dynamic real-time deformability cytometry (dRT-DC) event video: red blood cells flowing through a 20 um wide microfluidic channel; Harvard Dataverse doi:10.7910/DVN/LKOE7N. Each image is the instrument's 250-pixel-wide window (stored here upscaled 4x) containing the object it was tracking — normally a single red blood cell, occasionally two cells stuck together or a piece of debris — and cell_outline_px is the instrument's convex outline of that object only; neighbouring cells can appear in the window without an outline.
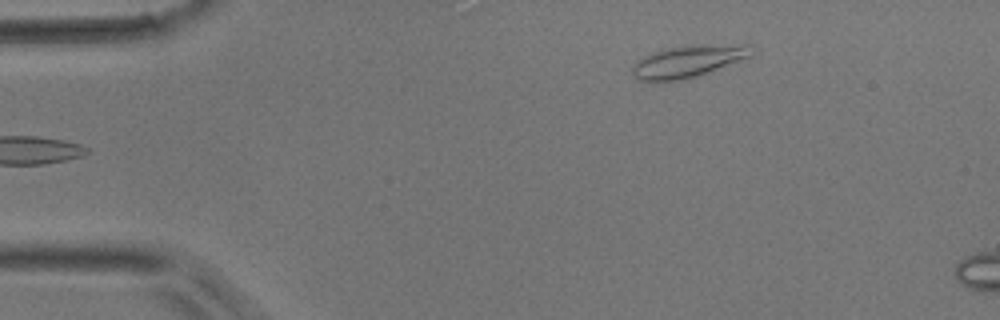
{"species": "common noctule bat (a hibernating species)", "species_latin": "Nyctalus noctula", "temperature_condition": "room temperature", "stored_images_in_passage": 5, "camera_frame_rate_fps": 3000, "um_per_image_px": 0.085, "animal": {"sex": "male", "body_mass_g": 17.9}, "frame": {"image": 1, "passage_image": 1, "time_ms": 0.0, "image_size_px": [1000, 320], "cell_outline_px": [[756, 48], [752, 56], [696, 76], [680, 80], [660, 84], [640, 80], [632, 76], [632, 64], [644, 56], [652, 52], [668, 48], [700, 44], [748, 44]], "centroid_in_image_um": [58.47, 5.22], "position_along_channel_um": 26.5, "area_um2": 22.77}}